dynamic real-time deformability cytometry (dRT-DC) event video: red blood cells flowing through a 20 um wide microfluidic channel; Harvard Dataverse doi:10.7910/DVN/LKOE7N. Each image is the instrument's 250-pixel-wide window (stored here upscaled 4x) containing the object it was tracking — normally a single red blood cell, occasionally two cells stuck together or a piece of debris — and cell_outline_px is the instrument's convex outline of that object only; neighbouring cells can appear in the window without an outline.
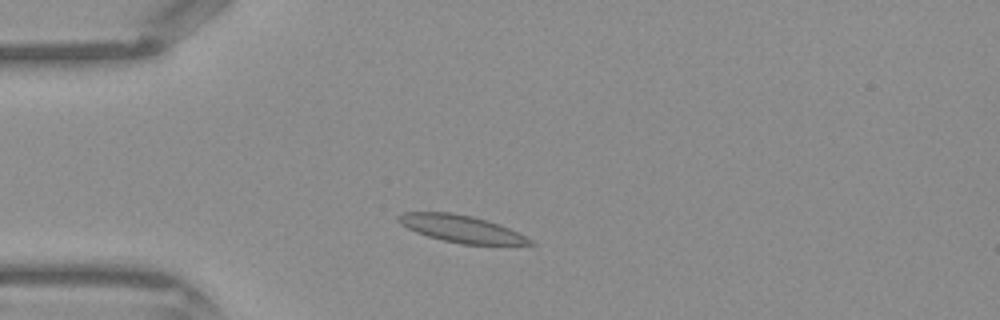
{"species": "Egyptian fruit bat (a non-hibernating species)", "species_latin": "Rousettus aegyptiacus", "temperature_condition": "warm", "stored_images_in_passage": 38, "camera_frame_rate_fps": 3000, "um_per_image_px": 0.085, "frame": {"image": 1, "passage_image": 6, "time_ms": 1.667, "image_size_px": [1000, 320], "cell_outline_px": [[536, 244], [460, 244], [428, 236], [416, 232], [400, 224], [396, 220], [396, 216], [404, 212], [448, 212], [472, 216], [508, 228], [532, 240]], "centroid_in_image_um": [39.12, 19.44], "position_along_channel_um": 45.9, "area_um2": 20.35}}
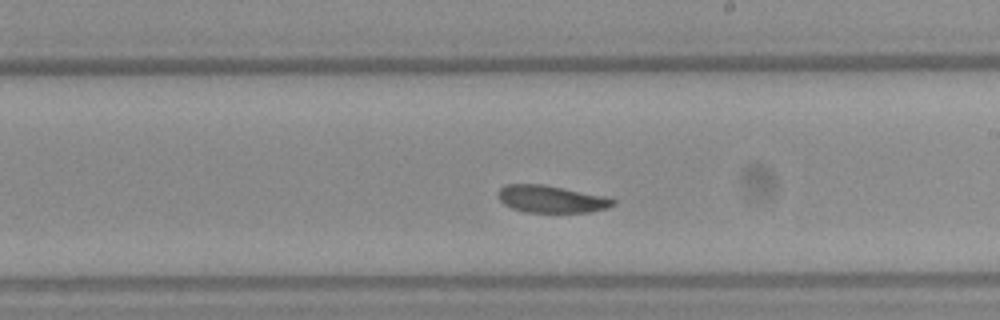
{"frame": {"image": 2, "passage_image": 20, "time_ms": 6.333, "image_size_px": [1000, 320], "cell_outline_px": [[616, 204], [608, 208], [588, 212], [524, 212], [512, 208], [504, 204], [500, 200], [496, 192], [504, 184], [544, 184], [608, 196], [616, 200]], "centroid_in_image_um": [46.88, 16.91], "position_along_channel_um": 242.1, "area_um2": 18.55}}
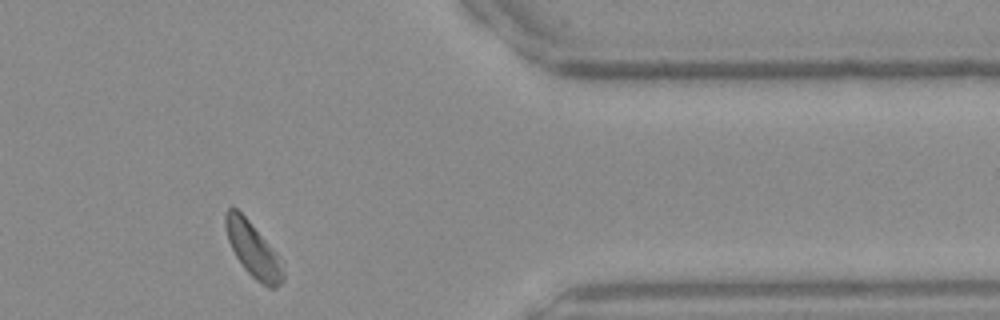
{"frame": {"image": 3, "passage_image": 31, "time_ms": 10.0, "image_size_px": [1000, 320], "cell_outline_px": [[284, 276], [280, 284], [276, 288], [268, 288], [256, 280], [244, 268], [236, 256], [228, 240], [224, 224], [224, 212], [228, 208], [236, 208], [248, 220], [284, 260]], "centroid_in_image_um": [21.54, 21.24], "position_along_channel_um": 389.9, "area_um2": 18.5}}